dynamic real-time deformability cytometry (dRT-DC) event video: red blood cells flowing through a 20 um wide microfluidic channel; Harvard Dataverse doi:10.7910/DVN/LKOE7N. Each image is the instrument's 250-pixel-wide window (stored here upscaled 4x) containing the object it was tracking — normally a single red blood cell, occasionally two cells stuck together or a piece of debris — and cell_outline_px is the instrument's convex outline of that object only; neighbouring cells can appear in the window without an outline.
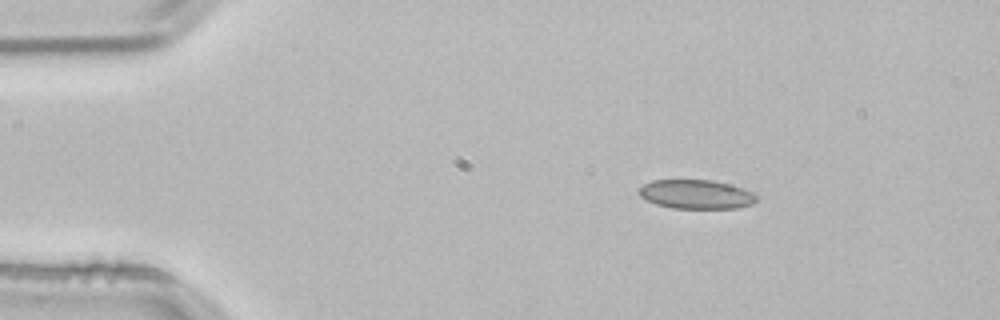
{"species": "common noctule bat (a hibernating species)", "species_latin": "Nyctalus noctula", "temperature_condition": "room temperature", "stored_images_in_passage": 45, "camera_frame_rate_fps": 3000, "um_per_image_px": 0.085, "animal": {"sex": "male", "body_mass_g": 21.5, "forearm_length_mm": 52.0}, "frame": {"image": 1, "passage_image": 1, "time_ms": 0.0, "image_size_px": [1000, 320], "cell_outline_px": [[760, 200], [752, 204], [736, 208], [672, 208], [656, 204], [640, 196], [640, 188], [644, 184], [652, 180], [712, 180], [728, 184], [752, 192], [760, 196]], "centroid_in_image_um": [59.22, 16.52], "position_along_channel_um": 25.8, "area_um2": 19.83}}
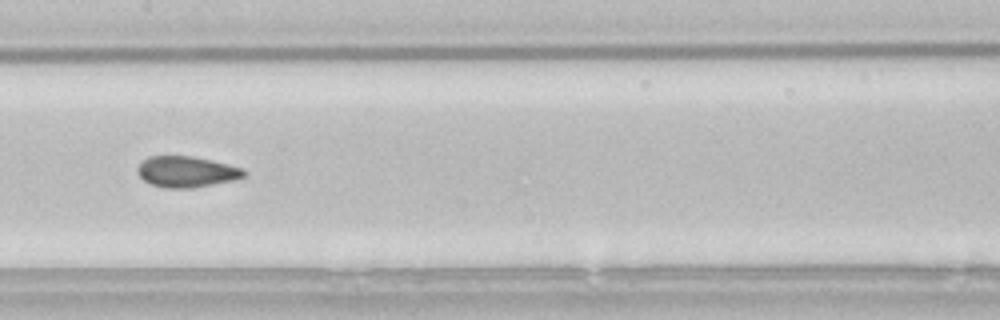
{"frame": {"image": 2, "passage_image": 19, "time_ms": 6.0, "image_size_px": [1000, 320], "cell_outline_px": [[248, 172], [244, 176], [236, 180], [192, 188], [164, 188], [152, 184], [144, 180], [140, 176], [136, 168], [148, 156], [192, 156], [212, 160], [244, 168]], "centroid_in_image_um": [15.9, 14.6], "position_along_channel_um": 191.5, "area_um2": 19.31}}
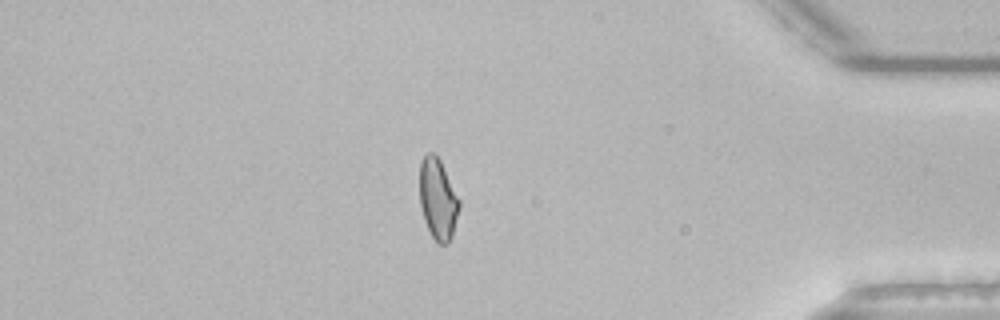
{"frame": {"image": 3, "passage_image": 38, "time_ms": 12.333, "image_size_px": [1000, 320], "cell_outline_px": [[460, 208], [452, 236], [448, 244], [436, 244], [424, 220], [420, 204], [420, 160], [428, 152], [436, 152], [460, 200]], "centroid_in_image_um": [37.22, 16.92], "position_along_channel_um": 398.0, "area_um2": 18.84}, "authors_computed_cell_mechanics": {"area_um2": 19.2474, "velocity_mm_per_s": 3.84, "shape_relaxation_time_tau1_ms": 8.297, "shape_relaxation_time_tau2_ms": 1.1602, "deformation_change_tau1": 0.1318, "deformation_change_tau2": 0.06}}